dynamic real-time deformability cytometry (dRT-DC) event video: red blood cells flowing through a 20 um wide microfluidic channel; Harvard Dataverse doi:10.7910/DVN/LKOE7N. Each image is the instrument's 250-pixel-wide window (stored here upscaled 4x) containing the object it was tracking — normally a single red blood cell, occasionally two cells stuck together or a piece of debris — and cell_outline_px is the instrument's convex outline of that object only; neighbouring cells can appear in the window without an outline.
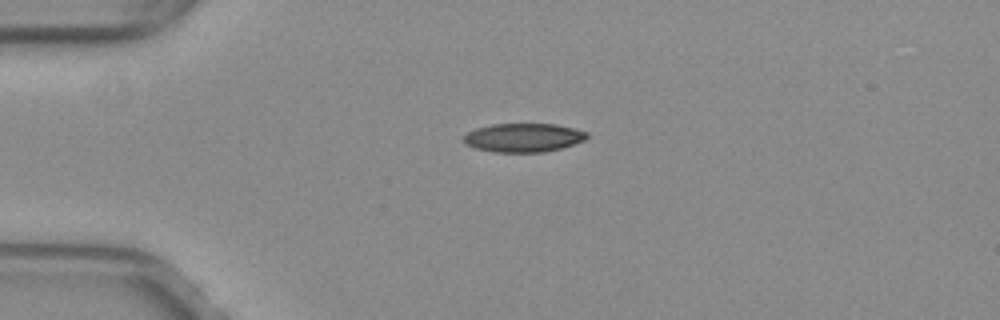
{"species": "common noctule bat (a hibernating species)", "species_latin": "Nyctalus noctula", "temperature_condition": "warm", "stored_images_in_passage": 40, "camera_frame_rate_fps": 3000, "um_per_image_px": 0.085, "animal": {"sex": "female", "body_mass_g": 29.2, "forearm_length_mm": 56.3}, "frame": {"image": 1, "passage_image": 1, "time_ms": 0.0, "image_size_px": [1000, 320], "cell_outline_px": [[588, 136], [584, 140], [560, 148], [544, 152], [492, 152], [476, 148], [464, 144], [464, 136], [468, 132], [476, 128], [492, 124], [556, 124], [588, 132]], "centroid_in_image_um": [44.47, 11.7], "position_along_channel_um": 40.5, "area_um2": 20.52}}
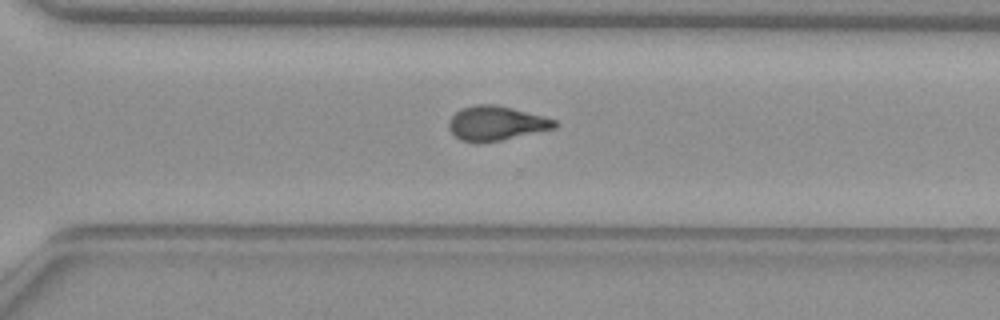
{"frame": {"image": 2, "passage_image": 25, "time_ms": 8.0, "image_size_px": [1000, 320], "cell_outline_px": [[560, 124], [556, 128], [500, 140], [480, 144], [476, 144], [460, 140], [448, 128], [448, 120], [460, 108], [476, 104], [492, 104], [512, 108], [556, 120]], "centroid_in_image_um": [42.14, 10.49], "position_along_channel_um": 328.5, "area_um2": 21.33}}
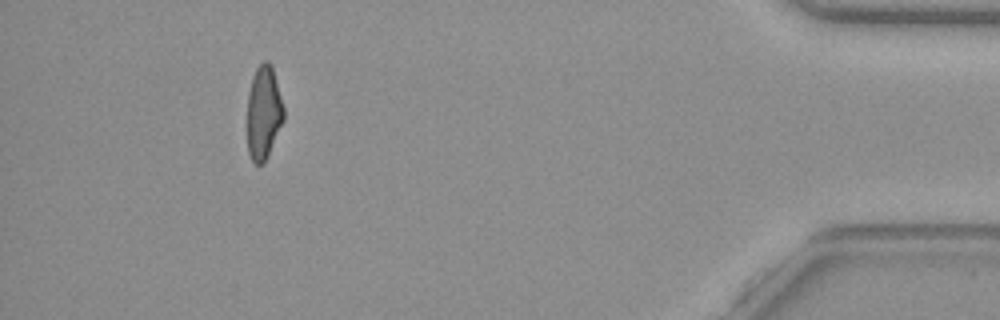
{"frame": {"image": 3, "passage_image": 36, "time_ms": 11.667, "image_size_px": [1000, 320], "cell_outline_px": [[284, 120], [264, 164], [256, 164], [252, 160], [248, 152], [248, 92], [252, 76], [256, 68], [264, 60], [268, 60], [272, 64], [284, 108]], "centroid_in_image_um": [22.42, 9.55], "position_along_channel_um": 412.8, "area_um2": 20.0}, "authors_computed_cell_mechanics": {"area_um2": 21.2993, "velocity_mm_per_s": 4.012, "shape_relaxation_time_tau1_ms": 8.0089, "shape_relaxation_time_tau2_ms": 1.8277, "deformation_change_tau1": 0.2212, "deformation_change_tau2": 0.0898}}